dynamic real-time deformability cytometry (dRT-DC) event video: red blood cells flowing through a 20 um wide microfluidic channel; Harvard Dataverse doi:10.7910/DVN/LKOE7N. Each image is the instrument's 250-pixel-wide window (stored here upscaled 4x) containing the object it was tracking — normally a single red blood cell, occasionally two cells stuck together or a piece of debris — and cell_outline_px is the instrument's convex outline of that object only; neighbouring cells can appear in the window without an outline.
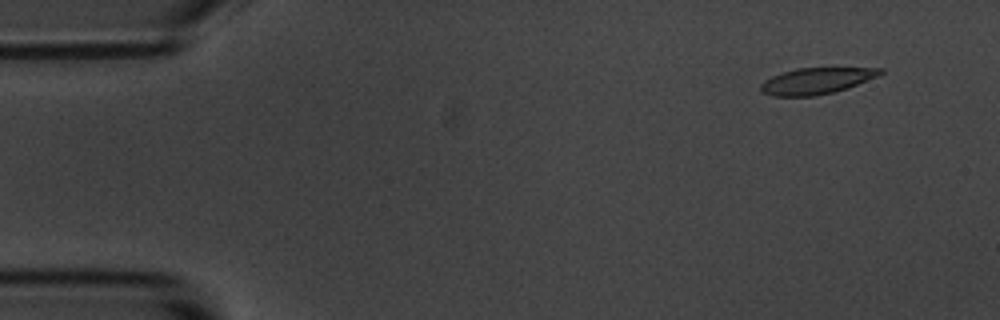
{"species": "common noctule bat (a hibernating species)", "species_latin": "Nyctalus noctula", "temperature_condition": "room temperature", "stored_images_in_passage": 4, "camera_frame_rate_fps": 3000, "um_per_image_px": 0.085, "animal": {"sex": "male", "body_mass_g": 20.1, "forearm_length_mm": 53.5}, "frame": {"image": 1, "passage_image": 1, "time_ms": 0.0, "image_size_px": [1000, 320], "cell_outline_px": [[884, 72], [880, 76], [848, 88], [836, 92], [816, 96], [772, 96], [760, 92], [760, 84], [764, 80], [772, 76], [796, 68], [884, 68]], "centroid_in_image_um": [69.41, 6.88], "position_along_channel_um": 15.6, "area_um2": 18.55}}
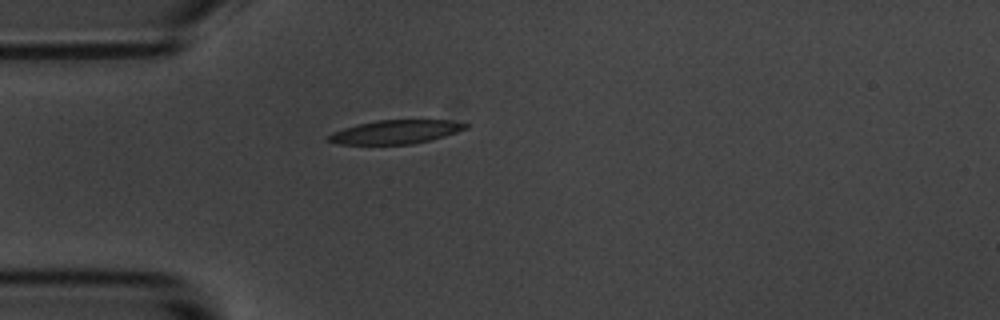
{"frame": {"image": 2, "passage_image": 4, "time_ms": 3.667, "image_size_px": [1000, 320], "cell_outline_px": [[468, 128], [432, 140], [412, 144], [336, 144], [328, 140], [328, 136], [332, 132], [356, 124], [376, 120], [448, 120], [468, 124]], "centroid_in_image_um": [33.62, 11.21], "position_along_channel_um": 51.4, "area_um2": 18.9}}